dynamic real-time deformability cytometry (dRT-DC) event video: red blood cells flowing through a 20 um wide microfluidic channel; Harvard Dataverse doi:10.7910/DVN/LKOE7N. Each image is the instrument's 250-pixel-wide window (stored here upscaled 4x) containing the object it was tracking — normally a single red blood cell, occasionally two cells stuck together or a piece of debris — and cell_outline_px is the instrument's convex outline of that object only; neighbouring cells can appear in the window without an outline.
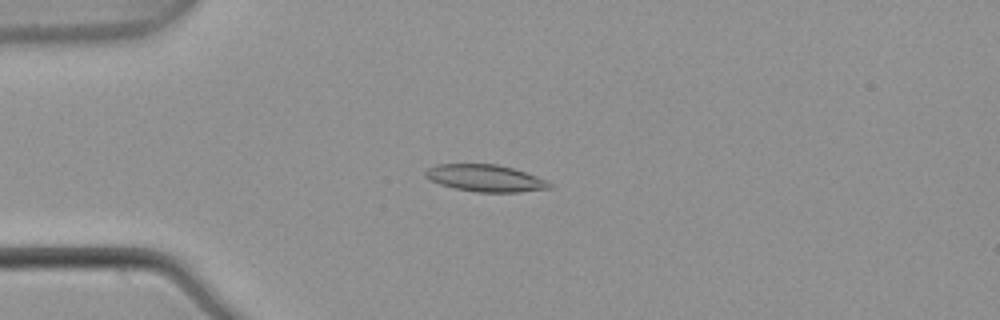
{"species": "common noctule bat (a hibernating species)", "species_latin": "Nyctalus noctula", "temperature_condition": "warm", "stored_images_in_passage": 5, "camera_frame_rate_fps": 3000, "um_per_image_px": 0.085, "animal": {"sex": "male", "body_mass_g": 21.5, "forearm_length_mm": 52.0}, "frame": {"image": 1, "passage_image": 3, "time_ms": 0.667, "image_size_px": [1000, 320], "cell_outline_px": [[552, 188], [520, 192], [476, 192], [456, 188], [440, 184], [428, 180], [424, 176], [424, 172], [428, 168], [436, 164], [496, 164], [512, 168], [548, 180], [552, 184]], "centroid_in_image_um": [41.24, 15.14], "position_along_channel_um": 43.8, "area_um2": 19.54}}
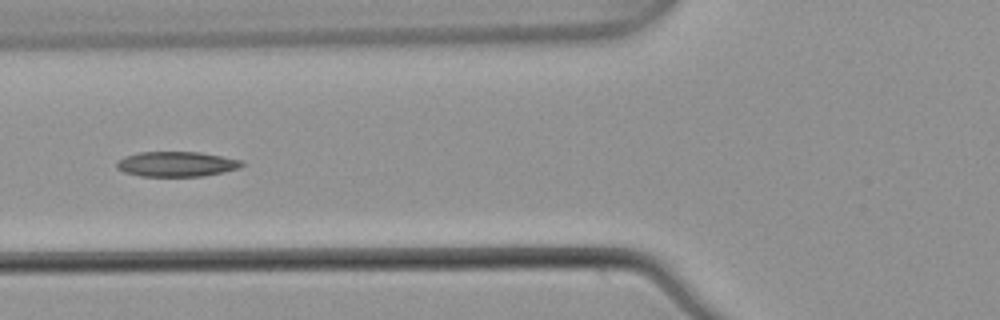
{"frame": {"image": 2, "passage_image": 5, "time_ms": 1.333, "image_size_px": [1000, 320], "cell_outline_px": [[244, 164], [240, 168], [224, 172], [204, 176], [140, 176], [124, 172], [116, 168], [116, 160], [124, 156], [140, 152], [200, 152], [244, 160]], "centroid_in_image_um": [15.01, 13.94], "position_along_channel_um": 110.8, "area_um2": 18.5}}